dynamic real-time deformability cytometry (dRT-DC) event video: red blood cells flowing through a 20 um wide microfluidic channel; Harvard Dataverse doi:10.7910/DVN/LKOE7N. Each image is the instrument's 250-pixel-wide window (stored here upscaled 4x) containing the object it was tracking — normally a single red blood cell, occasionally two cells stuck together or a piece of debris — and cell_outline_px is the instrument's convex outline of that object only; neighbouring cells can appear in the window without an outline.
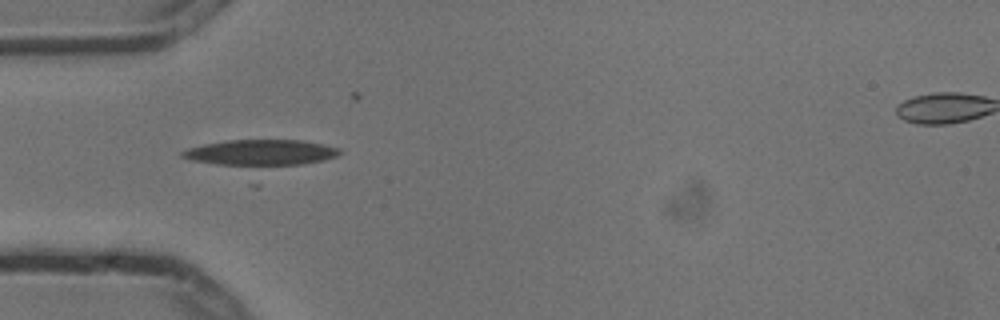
{"species": "common noctule bat (a hibernating species)", "species_latin": "Nyctalus noctula", "temperature_condition": "cold", "stored_images_in_passage": 6, "camera_frame_rate_fps": 3000, "um_per_image_px": 0.085, "animal": {"sex": "male", "body_mass_g": 13.3}, "frame": {"image": 1, "passage_image": 3, "time_ms": 0.667, "image_size_px": [1000, 320], "cell_outline_px": [[344, 152], [336, 156], [324, 160], [304, 164], [260, 168], [248, 168], [216, 164], [192, 160], [180, 156], [180, 152], [188, 148], [204, 144], [224, 140], [304, 140], [324, 144], [340, 148]], "centroid_in_image_um": [22.19, 13.0], "position_along_channel_um": 62.8, "area_um2": 24.8}}
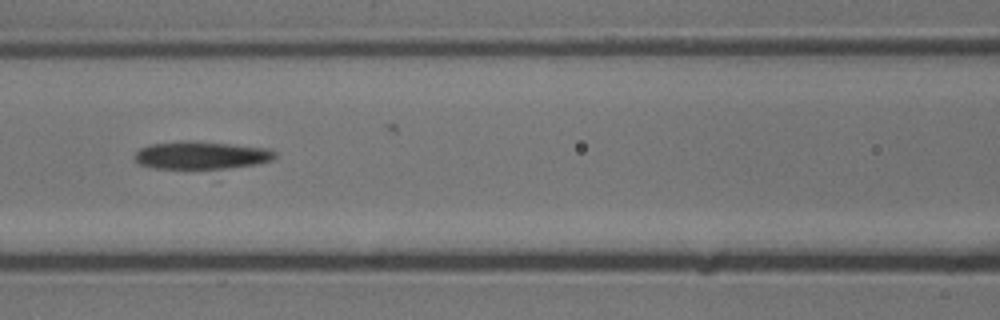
{"frame": {"image": 2, "passage_image": 5, "time_ms": 1.333, "image_size_px": [1000, 320], "cell_outline_px": [[276, 156], [272, 160], [260, 164], [228, 168], [152, 168], [140, 164], [136, 160], [136, 152], [140, 148], [152, 144], [192, 140], [272, 148], [276, 152]], "centroid_in_image_um": [17.19, 13.19], "position_along_channel_um": 149.4, "area_um2": 22.72}}
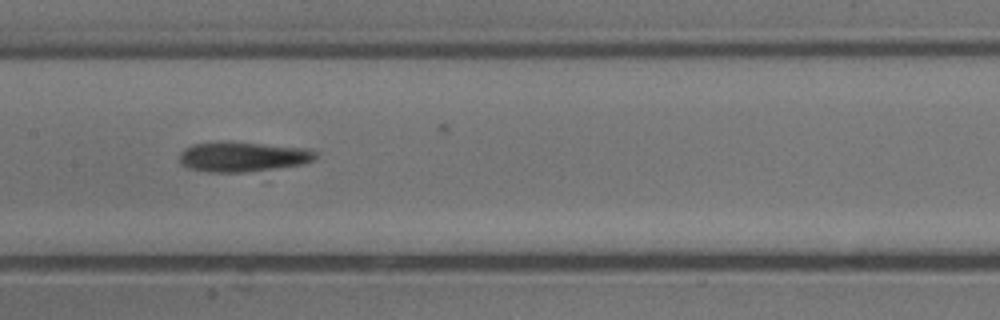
{"frame": {"image": 3, "passage_image": 6, "time_ms": 1.667, "image_size_px": [1000, 320], "cell_outline_px": [[316, 156], [312, 160], [300, 164], [244, 172], [208, 172], [188, 168], [180, 164], [180, 152], [184, 148], [192, 144], [228, 140], [308, 148], [316, 152]], "centroid_in_image_um": [20.56, 13.29], "position_along_channel_um": 186.8, "area_um2": 23.87}}